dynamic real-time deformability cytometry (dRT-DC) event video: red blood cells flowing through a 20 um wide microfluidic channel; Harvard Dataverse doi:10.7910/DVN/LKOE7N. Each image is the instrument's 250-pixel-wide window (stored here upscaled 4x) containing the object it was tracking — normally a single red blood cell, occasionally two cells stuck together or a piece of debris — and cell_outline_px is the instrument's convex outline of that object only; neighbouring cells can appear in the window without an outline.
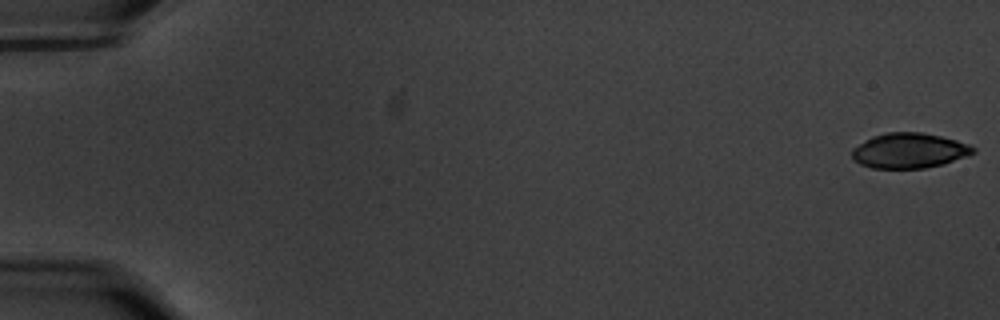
{"species": "common noctule bat (a hibernating species)", "species_latin": "Nyctalus noctula", "temperature_condition": "warm", "stored_images_in_passage": 52, "camera_frame_rate_fps": 3000, "um_per_image_px": 0.085, "animal": {"sex": "male", "body_mass_g": 20.1, "forearm_length_mm": 53.5}, "frame": {"image": 1, "passage_image": 1, "time_ms": 0.0, "image_size_px": [1000, 320], "cell_outline_px": [[976, 152], [968, 156], [944, 164], [924, 168], [872, 168], [860, 164], [852, 160], [852, 148], [872, 136], [884, 132], [920, 132], [940, 136], [956, 140], [968, 144], [976, 148]], "centroid_in_image_um": [77.28, 12.8], "position_along_channel_um": 7.7, "area_um2": 24.97}}
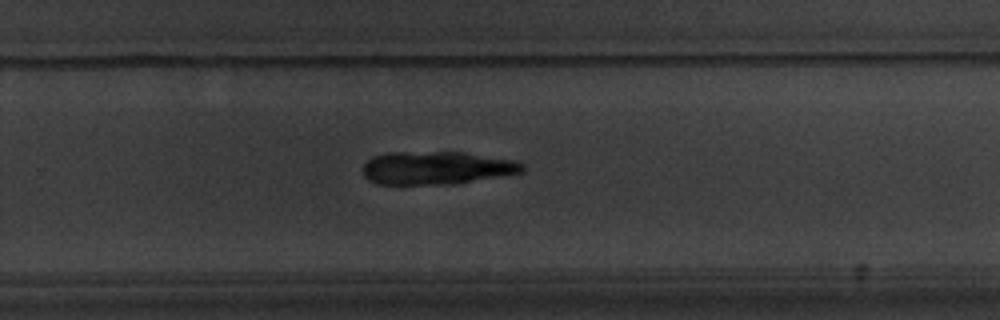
{"frame": {"image": 2, "passage_image": 39, "time_ms": 12.667, "image_size_px": [1000, 320], "cell_outline_px": [[524, 172], [452, 184], [376, 184], [368, 180], [364, 176], [364, 164], [372, 156], [388, 152], [464, 152], [516, 160], [524, 164]], "centroid_in_image_um": [37.11, 14.26], "position_along_channel_um": 292.7, "area_um2": 30.81}}
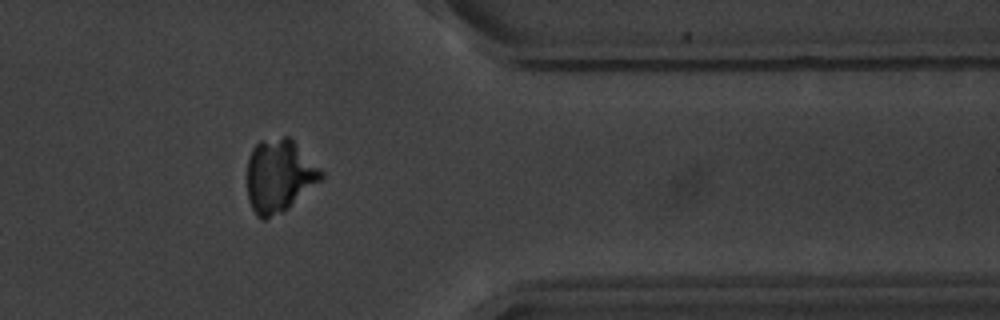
{"frame": {"image": 3, "passage_image": 48, "time_ms": 15.667, "image_size_px": [1000, 320], "cell_outline_px": [[324, 176], [320, 180], [284, 212], [264, 220], [260, 220], [256, 216], [248, 200], [248, 160], [252, 148], [260, 140], [284, 136], [288, 136], [324, 172]], "centroid_in_image_um": [23.71, 14.96], "position_along_channel_um": 387.7, "area_um2": 31.33}}